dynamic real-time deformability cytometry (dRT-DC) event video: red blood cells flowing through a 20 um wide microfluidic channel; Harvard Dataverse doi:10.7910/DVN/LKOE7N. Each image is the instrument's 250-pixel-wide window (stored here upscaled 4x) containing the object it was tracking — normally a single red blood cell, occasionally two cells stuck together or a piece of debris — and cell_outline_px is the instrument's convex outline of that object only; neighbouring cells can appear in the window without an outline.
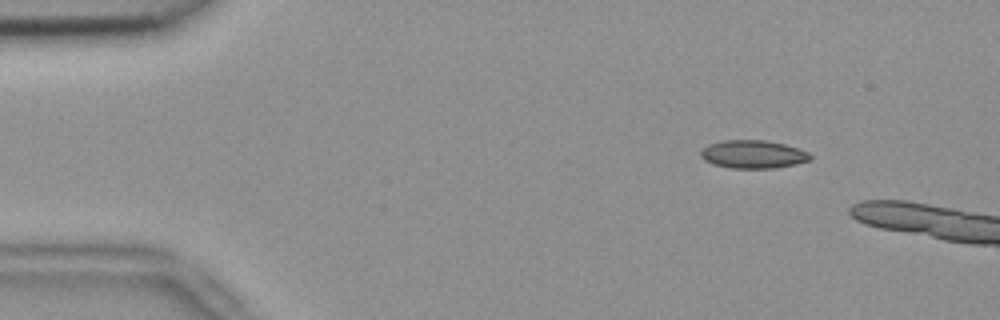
{"species": "common noctule bat (a hibernating species)", "species_latin": "Nyctalus noctula", "temperature_condition": "room temperature", "stored_images_in_passage": 15, "camera_frame_rate_fps": 3000, "um_per_image_px": 0.085, "animal": {"sex": "female", "body_mass_g": 18.4}, "frame": {"image": 1, "passage_image": 7, "time_ms": 2.0, "image_size_px": [1000, 320], "cell_outline_px": [[812, 160], [796, 164], [776, 168], [732, 168], [712, 164], [704, 160], [700, 156], [700, 148], [708, 144], [720, 140], [764, 140], [784, 144], [800, 148], [808, 152], [812, 156]], "centroid_in_image_um": [64.0, 13.11], "position_along_channel_um": 21.0, "area_um2": 18.26}}